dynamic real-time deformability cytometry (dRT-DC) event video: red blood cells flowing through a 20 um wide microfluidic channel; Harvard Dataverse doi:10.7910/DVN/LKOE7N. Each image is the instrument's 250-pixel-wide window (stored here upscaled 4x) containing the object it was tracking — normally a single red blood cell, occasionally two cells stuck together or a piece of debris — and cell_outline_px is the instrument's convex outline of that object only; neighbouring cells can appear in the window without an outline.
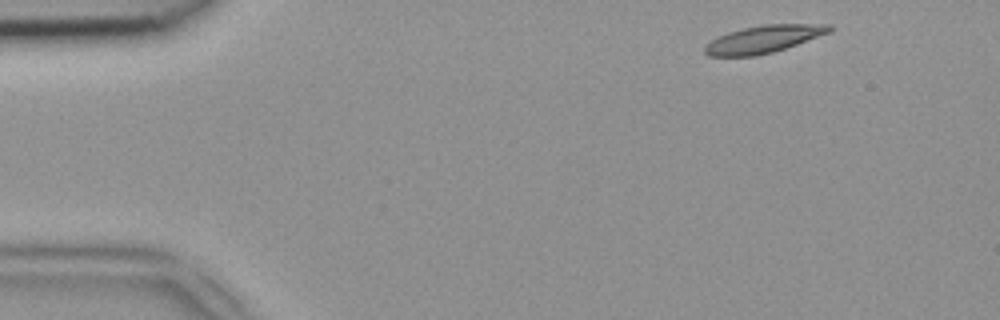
{"species": "common noctule bat (a hibernating species)", "species_latin": "Nyctalus noctula", "temperature_condition": "room temperature", "stored_images_in_passage": 46, "camera_frame_rate_fps": 3000, "um_per_image_px": 0.085, "animal": {"sex": "female", "body_mass_g": 18.4}, "frame": {"image": 1, "passage_image": 2, "time_ms": 0.333, "image_size_px": [1000, 320], "cell_outline_px": [[832, 32], [772, 52], [756, 56], [708, 56], [704, 52], [704, 48], [712, 40], [728, 32], [744, 28], [764, 24], [832, 24]], "centroid_in_image_um": [64.93, 3.32], "position_along_channel_um": 20.1, "area_um2": 19.71}}
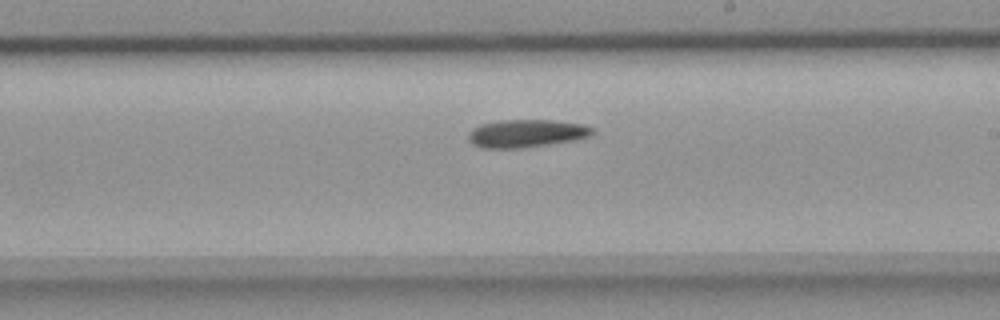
{"frame": {"image": 2, "passage_image": 25, "time_ms": 8.0, "image_size_px": [1000, 320], "cell_outline_px": [[596, 132], [592, 136], [576, 140], [524, 148], [480, 148], [472, 144], [468, 140], [468, 136], [472, 128], [480, 124], [500, 120], [552, 120], [584, 124], [592, 128]], "centroid_in_image_um": [44.76, 11.34], "position_along_channel_um": 244.2, "area_um2": 20.46}}
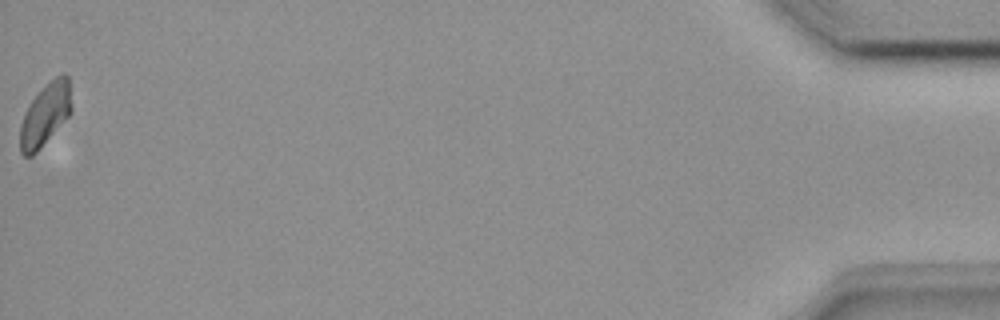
{"frame": {"image": 3, "passage_image": 46, "time_ms": 15.0, "image_size_px": [1000, 320], "cell_outline_px": [[72, 112], [40, 148], [32, 156], [24, 156], [20, 152], [20, 124], [32, 100], [60, 72], [64, 72], [68, 76], [72, 108]], "centroid_in_image_um": [3.87, 9.75], "position_along_channel_um": 431.3, "area_um2": 18.32}}